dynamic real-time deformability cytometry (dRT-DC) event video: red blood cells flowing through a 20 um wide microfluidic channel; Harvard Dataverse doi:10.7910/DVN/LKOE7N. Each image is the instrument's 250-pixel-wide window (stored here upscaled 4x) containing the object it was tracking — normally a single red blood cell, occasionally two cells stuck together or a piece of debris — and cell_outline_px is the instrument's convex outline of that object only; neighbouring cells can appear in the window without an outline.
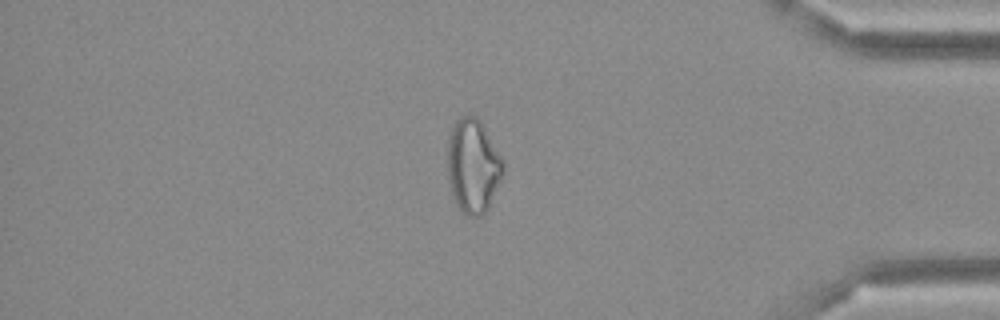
{"species": "Egyptian fruit bat (a non-hibernating species)", "species_latin": "Rousettus aegyptiacus", "temperature_condition": "cold", "stored_images_in_passage": 48, "camera_frame_rate_fps": 3000, "um_per_image_px": 0.085, "frame": {"image": 1, "passage_image": 41, "time_ms": 13.333, "image_size_px": [1000, 320], "cell_outline_px": [[504, 172], [488, 208], [480, 216], [468, 216], [460, 212], [456, 204], [448, 180], [448, 136], [456, 120], [464, 116], [476, 116], [480, 120], [500, 156], [504, 164]], "centroid_in_image_um": [40.19, 14.13], "position_along_channel_um": 395.0, "area_um2": 30.17}}